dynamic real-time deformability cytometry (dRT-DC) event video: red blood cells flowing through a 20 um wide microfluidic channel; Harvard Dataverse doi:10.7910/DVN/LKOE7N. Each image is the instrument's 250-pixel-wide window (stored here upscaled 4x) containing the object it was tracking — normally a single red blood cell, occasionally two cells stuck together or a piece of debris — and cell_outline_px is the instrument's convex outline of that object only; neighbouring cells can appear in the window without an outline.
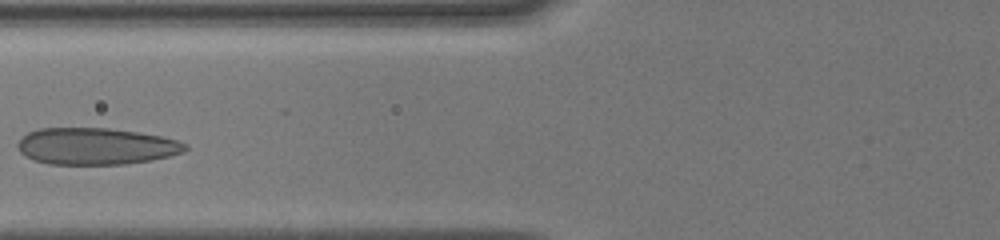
{"species": "human", "species_latin": "Homo sapiens", "temperature_condition": "cold", "stored_images_in_passage": 10, "camera_frame_rate_fps": 3000, "um_per_image_px": 0.085, "donor": {"sex": "male"}, "frame": {"image": 1, "passage_image": 2, "time_ms": 1.333, "image_size_px": [1000, 240], "cell_outline_px": [[188, 148], [184, 152], [168, 156], [148, 160], [124, 164], [48, 164], [32, 160], [24, 156], [20, 152], [16, 144], [28, 132], [40, 128], [108, 128], [136, 132], [160, 136], [176, 140], [188, 144]], "centroid_in_image_um": [8.12, 12.43], "position_along_channel_um": 117.7, "area_um2": 35.78}}
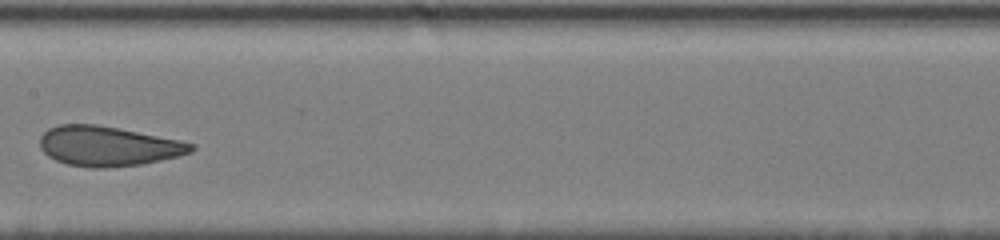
{"frame": {"image": 2, "passage_image": 4, "time_ms": 3.333, "image_size_px": [1000, 240], "cell_outline_px": [[196, 148], [192, 152], [180, 156], [140, 164], [104, 168], [92, 168], [68, 164], [56, 160], [48, 156], [40, 148], [40, 136], [48, 128], [60, 124], [96, 124], [180, 140], [196, 144]], "centroid_in_image_um": [9.19, 12.42], "position_along_channel_um": 198.2, "area_um2": 35.08}}
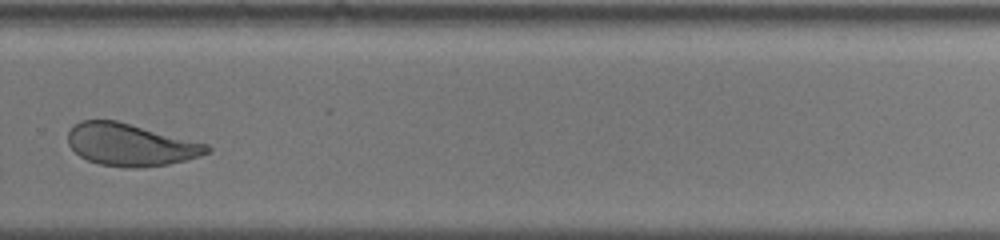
{"frame": {"image": 3, "passage_image": 9, "time_ms": 6.333, "image_size_px": [1000, 240], "cell_outline_px": [[212, 152], [188, 160], [168, 164], [136, 168], [128, 168], [100, 164], [88, 160], [80, 156], [68, 144], [68, 132], [72, 124], [80, 120], [116, 120], [208, 144], [212, 148]], "centroid_in_image_um": [11.1, 12.3], "position_along_channel_um": 318.7, "area_um2": 34.39}}